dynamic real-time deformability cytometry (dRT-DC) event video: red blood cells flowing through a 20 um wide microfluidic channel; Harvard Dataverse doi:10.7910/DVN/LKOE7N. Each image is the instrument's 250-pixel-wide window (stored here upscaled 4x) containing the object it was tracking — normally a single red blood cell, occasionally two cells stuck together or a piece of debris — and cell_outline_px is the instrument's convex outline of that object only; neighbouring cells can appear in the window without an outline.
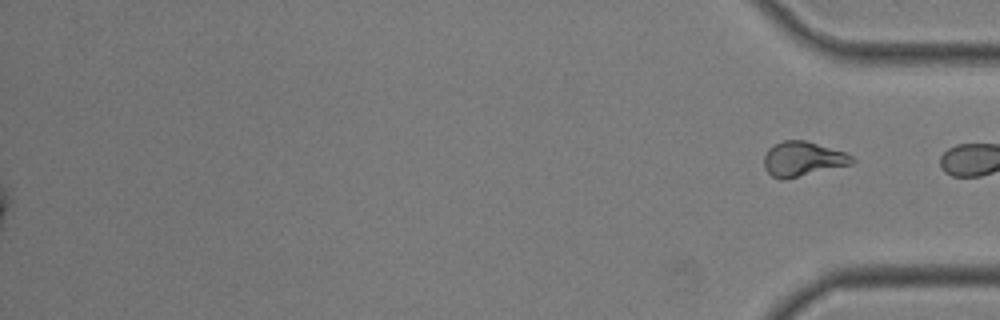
{"species": "common noctule bat (a hibernating species)", "species_latin": "Nyctalus noctula", "temperature_condition": "room temperature", "stored_images_in_passage": 32, "segment_of_instrument_passage": [2, 2], "camera_frame_rate_fps": 3000, "um_per_image_px": 0.085, "animal": {"sex": "male", "body_mass_g": 19.0, "forearm_length_mm": 50.8}, "frame": {"image": 1, "passage_image": 32, "time_ms": 10.333, "image_size_px": [1000, 320], "cell_outline_px": [[856, 160], [852, 164], [784, 180], [780, 180], [772, 176], [764, 168], [764, 156], [768, 148], [784, 140], [804, 140], [848, 152]], "centroid_in_image_um": [68.25, 13.51], "position_along_channel_um": 366.9, "area_um2": 17.92}}